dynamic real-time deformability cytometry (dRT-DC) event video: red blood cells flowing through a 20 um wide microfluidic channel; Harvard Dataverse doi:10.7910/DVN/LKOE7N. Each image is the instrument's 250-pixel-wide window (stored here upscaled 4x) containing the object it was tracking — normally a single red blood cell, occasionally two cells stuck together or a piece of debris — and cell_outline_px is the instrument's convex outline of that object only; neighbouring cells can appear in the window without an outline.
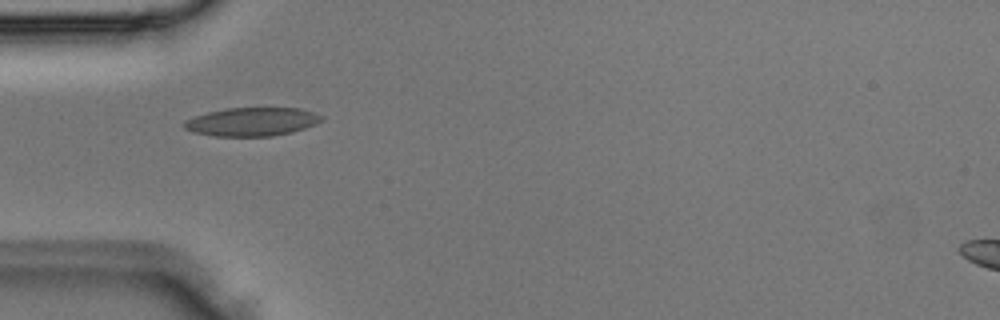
{"species": "Egyptian fruit bat (a non-hibernating species)", "species_latin": "Rousettus aegyptiacus", "temperature_condition": "room temperature", "stored_images_in_passage": 2, "camera_frame_rate_fps": 3000, "um_per_image_px": 0.085, "animal": {"sex": "male"}, "frame": {"image": 1, "passage_image": 1, "time_ms": 0.0, "image_size_px": [1000, 320], "cell_outline_px": [[324, 120], [316, 124], [292, 132], [272, 136], [212, 136], [192, 132], [184, 128], [180, 124], [184, 120], [208, 112], [224, 108], [300, 108], [324, 116]], "centroid_in_image_um": [21.39, 10.35], "position_along_channel_um": 63.6, "area_um2": 23.0}}